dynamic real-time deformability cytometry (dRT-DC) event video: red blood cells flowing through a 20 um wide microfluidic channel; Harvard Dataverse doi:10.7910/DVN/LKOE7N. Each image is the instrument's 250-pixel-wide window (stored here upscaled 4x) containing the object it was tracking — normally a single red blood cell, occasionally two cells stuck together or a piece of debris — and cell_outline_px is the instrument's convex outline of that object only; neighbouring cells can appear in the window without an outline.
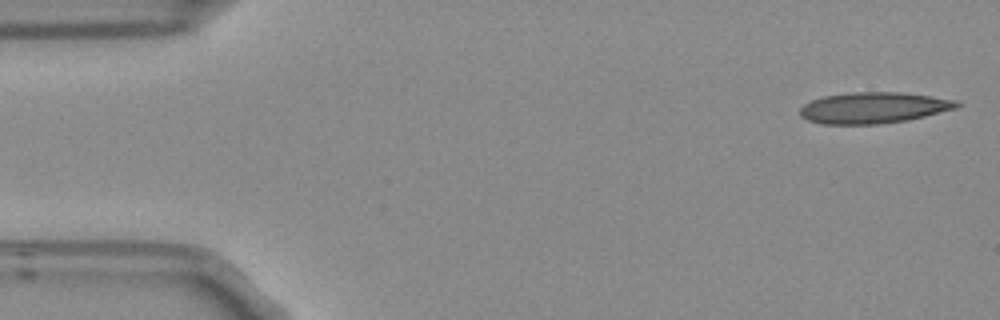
{"species": "Egyptian fruit bat (a non-hibernating species)", "species_latin": "Rousettus aegyptiacus", "temperature_condition": "room temperature", "stored_images_in_passage": 4, "camera_frame_rate_fps": 3000, "um_per_image_px": 0.085, "frame": {"image": 1, "passage_image": 1, "time_ms": 0.0, "image_size_px": [1000, 320], "cell_outline_px": [[964, 104], [956, 108], [908, 120], [876, 124], [824, 124], [808, 120], [800, 116], [800, 108], [804, 104], [812, 100], [824, 96], [848, 92], [900, 92], [932, 96], [960, 100]], "centroid_in_image_um": [74.29, 9.15], "position_along_channel_um": 10.7, "area_um2": 28.55}}